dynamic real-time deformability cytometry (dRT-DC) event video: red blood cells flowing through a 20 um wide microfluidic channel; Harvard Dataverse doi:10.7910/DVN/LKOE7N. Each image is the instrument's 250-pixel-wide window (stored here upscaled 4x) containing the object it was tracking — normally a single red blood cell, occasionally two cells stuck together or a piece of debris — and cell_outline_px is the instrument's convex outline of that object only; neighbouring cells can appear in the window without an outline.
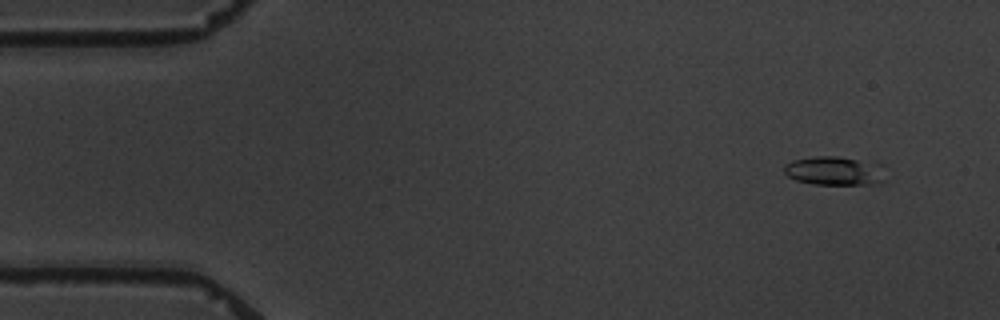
{"species": "common noctule bat (a hibernating species)", "species_latin": "Nyctalus noctula", "temperature_condition": "warm", "stored_images_in_passage": 7, "camera_frame_rate_fps": 3000, "um_per_image_px": 0.085, "animal": {"sex": "male", "body_mass_g": 19.5, "forearm_length_mm": 54.6}, "frame": {"image": 1, "passage_image": 2, "time_ms": 1.333, "image_size_px": [1000, 320], "cell_outline_px": [[884, 180], [880, 184], [812, 184], [796, 180], [788, 176], [784, 172], [784, 164], [792, 160], [816, 156], [836, 156], [884, 164]], "centroid_in_image_um": [70.96, 14.52], "position_along_channel_um": 14.0, "area_um2": 17.22}}
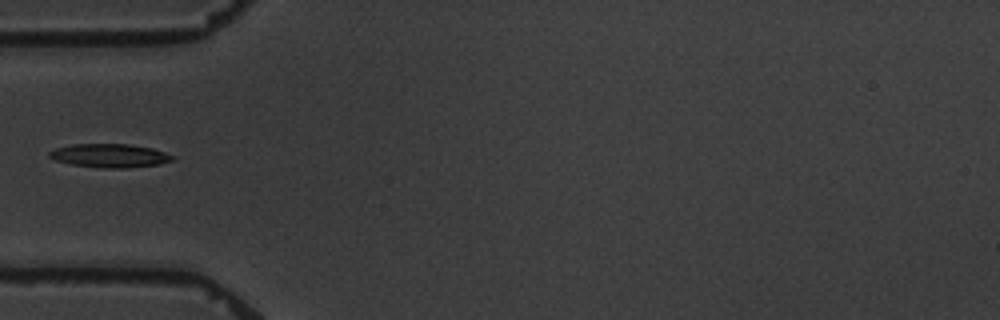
{"frame": {"image": 2, "passage_image": 6, "time_ms": 6.0, "image_size_px": [1000, 320], "cell_outline_px": [[176, 156], [172, 160], [160, 164], [128, 168], [104, 168], [72, 164], [52, 160], [48, 156], [48, 152], [56, 148], [72, 144], [128, 144], [152, 148]], "centroid_in_image_um": [9.31, 13.23], "position_along_channel_um": 75.7, "area_um2": 16.99}}
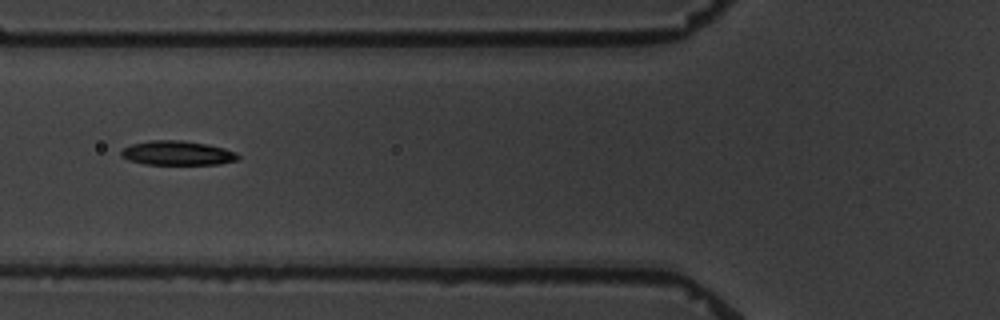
{"frame": {"image": 3, "passage_image": 7, "time_ms": 7.0, "image_size_px": [1000, 320], "cell_outline_px": [[240, 156], [236, 160], [220, 164], [144, 164], [128, 160], [120, 156], [120, 152], [124, 148], [132, 144], [152, 140], [180, 140], [208, 144], [224, 148], [236, 152]], "centroid_in_image_um": [15.07, 13.01], "position_along_channel_um": 110.7, "area_um2": 16.53}}